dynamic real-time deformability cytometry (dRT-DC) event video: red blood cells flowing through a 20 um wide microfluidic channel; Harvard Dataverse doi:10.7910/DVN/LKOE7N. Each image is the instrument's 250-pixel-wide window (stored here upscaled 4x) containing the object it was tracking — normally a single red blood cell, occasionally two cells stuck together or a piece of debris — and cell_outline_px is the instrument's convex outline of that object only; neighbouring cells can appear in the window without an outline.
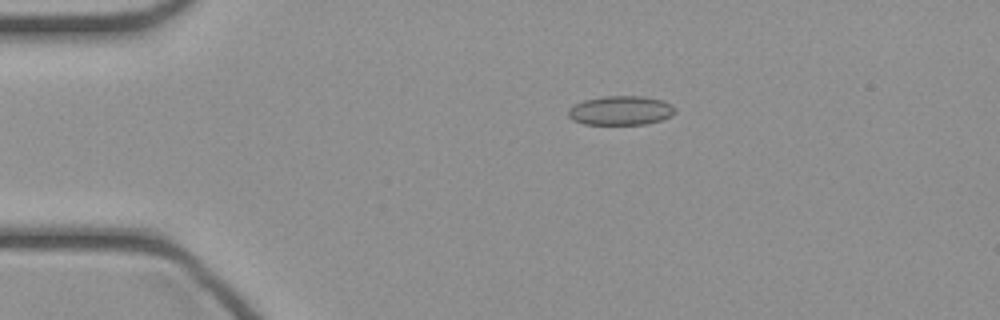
{"species": "common noctule bat (a hibernating species)", "species_latin": "Nyctalus noctula", "temperature_condition": "cold", "stored_images_in_passage": 38, "camera_frame_rate_fps": 3000, "um_per_image_px": 0.085, "animal": {"sex": "female", "body_mass_g": 21.9}, "frame": {"image": 1, "passage_image": 1, "time_ms": 0.0, "image_size_px": [1000, 320], "cell_outline_px": [[676, 112], [672, 116], [660, 120], [644, 124], [584, 124], [572, 120], [568, 116], [568, 108], [584, 100], [604, 96], [640, 96], [664, 100], [672, 104], [676, 108]], "centroid_in_image_um": [52.78, 9.39], "position_along_channel_um": 32.2, "area_um2": 18.26}}
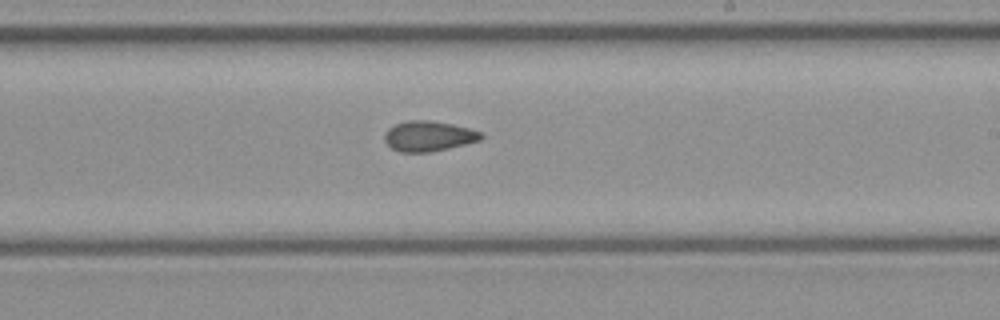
{"frame": {"image": 2, "passage_image": 19, "time_ms": 6.0, "image_size_px": [1000, 320], "cell_outline_px": [[484, 136], [480, 140], [448, 148], [428, 152], [400, 152], [392, 148], [384, 140], [384, 132], [388, 128], [396, 124], [408, 120], [428, 120], [452, 124], [484, 132]], "centroid_in_image_um": [36.43, 11.56], "position_along_channel_um": 252.6, "area_um2": 16.99}}
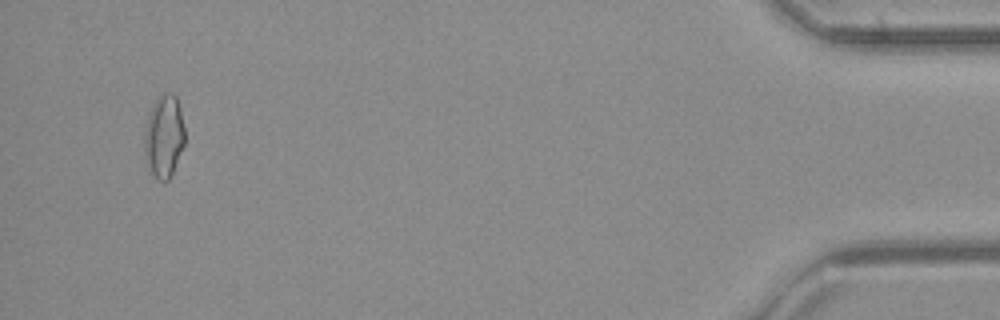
{"frame": {"image": 3, "passage_image": 36, "time_ms": 11.667, "image_size_px": [1000, 320], "cell_outline_px": [[184, 144], [172, 172], [168, 180], [156, 180], [148, 168], [144, 148], [144, 136], [148, 116], [152, 104], [156, 96], [160, 92], [172, 92], [176, 96], [180, 108], [184, 128]], "centroid_in_image_um": [13.92, 11.53], "position_along_channel_um": 421.3, "area_um2": 19.54}}